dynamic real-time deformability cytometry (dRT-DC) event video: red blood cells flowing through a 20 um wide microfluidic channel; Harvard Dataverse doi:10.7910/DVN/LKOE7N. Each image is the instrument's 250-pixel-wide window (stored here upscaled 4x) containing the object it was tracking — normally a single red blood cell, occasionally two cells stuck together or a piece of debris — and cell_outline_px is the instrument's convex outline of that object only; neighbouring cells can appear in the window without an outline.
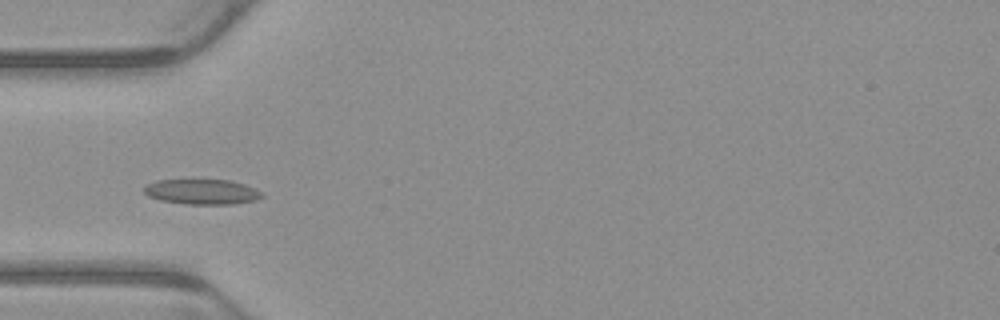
{"species": "common noctule bat (a hibernating species)", "species_latin": "Nyctalus noctula", "temperature_condition": "warm", "stored_images_in_passage": 5, "camera_frame_rate_fps": 3000, "um_per_image_px": 0.085, "animal": {"sex": "male", "body_mass_g": 23.1, "forearm_length_mm": 52.7}, "frame": {"image": 1, "passage_image": 3, "time_ms": 0.667, "image_size_px": [1000, 320], "cell_outline_px": [[264, 196], [256, 200], [232, 204], [188, 204], [160, 200], [148, 196], [144, 192], [144, 188], [148, 184], [156, 180], [232, 180], [244, 184], [264, 192]], "centroid_in_image_um": [17.21, 16.3], "position_along_channel_um": 67.8, "area_um2": 17.28}}
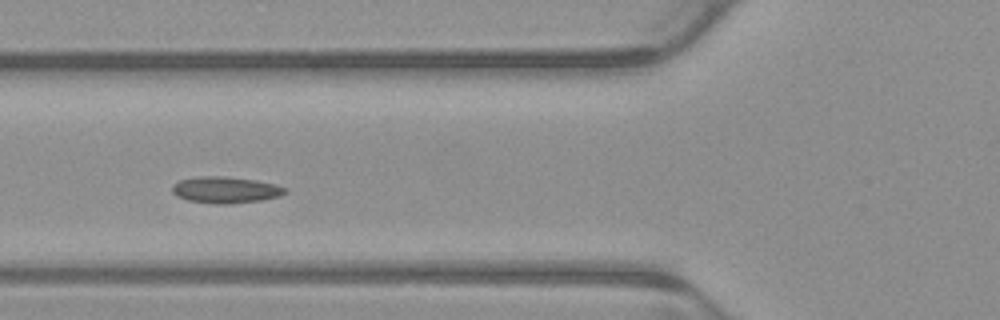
{"frame": {"image": 2, "passage_image": 4, "time_ms": 1.0, "image_size_px": [1000, 320], "cell_outline_px": [[288, 192], [280, 196], [264, 200], [228, 204], [216, 204], [188, 200], [176, 196], [172, 192], [172, 184], [180, 180], [200, 176], [224, 176], [256, 180], [276, 184], [288, 188]], "centroid_in_image_um": [19.21, 16.14], "position_along_channel_um": 106.6, "area_um2": 17.63}}
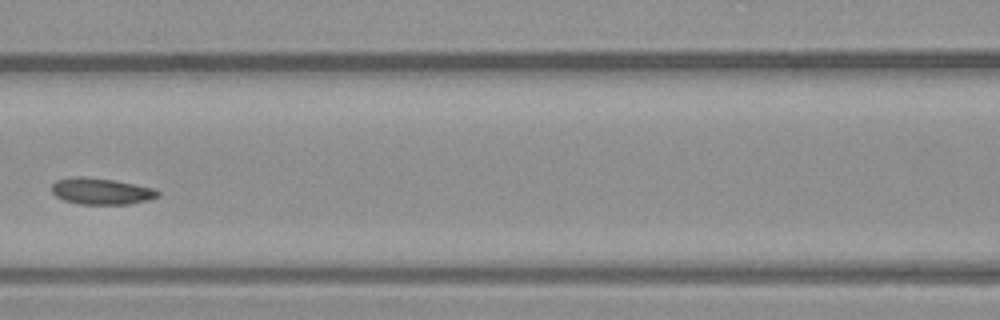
{"frame": {"image": 3, "passage_image": 5, "time_ms": 1.333, "image_size_px": [1000, 320], "cell_outline_px": [[160, 196], [148, 200], [128, 204], [80, 204], [64, 200], [56, 196], [52, 192], [52, 184], [56, 180], [72, 176], [84, 176], [116, 180], [136, 184], [152, 188], [160, 192]], "centroid_in_image_um": [8.6, 16.24], "position_along_channel_um": 158.0, "area_um2": 16.47}}